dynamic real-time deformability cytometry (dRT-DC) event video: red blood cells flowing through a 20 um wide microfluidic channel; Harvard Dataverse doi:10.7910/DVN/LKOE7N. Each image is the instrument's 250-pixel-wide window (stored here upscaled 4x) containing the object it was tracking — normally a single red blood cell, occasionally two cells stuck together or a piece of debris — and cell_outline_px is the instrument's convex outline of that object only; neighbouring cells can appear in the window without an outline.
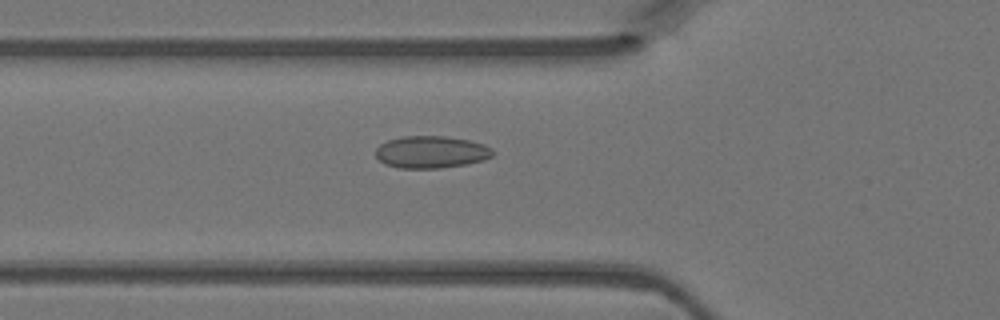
{"species": "Egyptian fruit bat (a non-hibernating species)", "species_latin": "Rousettus aegyptiacus", "temperature_condition": "warm", "stored_images_in_passage": 34, "camera_frame_rate_fps": 3000, "um_per_image_px": 0.085, "animal": {"sex": "female"}, "frame": {"image": 1, "passage_image": 4, "time_ms": 1.0, "image_size_px": [1000, 320], "cell_outline_px": [[492, 156], [484, 160], [468, 164], [440, 168], [400, 168], [384, 164], [376, 156], [376, 148], [380, 144], [388, 140], [404, 136], [444, 136], [468, 140], [484, 144], [492, 148]], "centroid_in_image_um": [36.65, 12.93], "position_along_channel_um": 89.2, "area_um2": 21.96}}
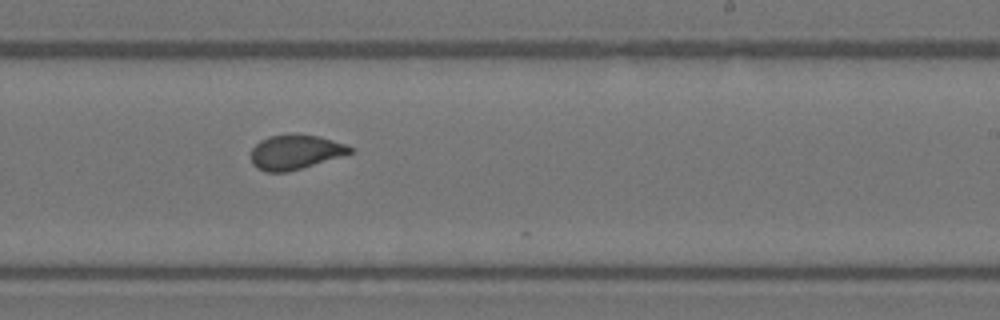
{"frame": {"image": 2, "passage_image": 16, "time_ms": 5.0, "image_size_px": [1000, 320], "cell_outline_px": [[352, 152], [288, 172], [264, 172], [256, 168], [252, 164], [252, 148], [260, 140], [268, 136], [320, 136], [344, 144], [352, 148]], "centroid_in_image_um": [25.04, 12.96], "position_along_channel_um": 264.0, "area_um2": 19.25}}
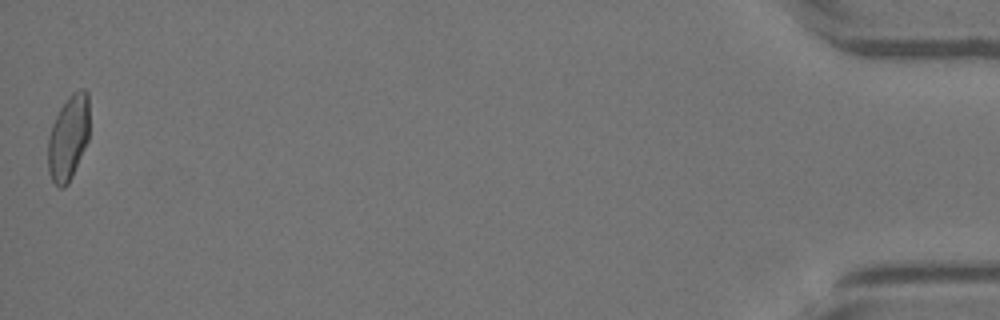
{"frame": {"image": 3, "passage_image": 34, "time_ms": 11.0, "image_size_px": [1000, 320], "cell_outline_px": [[88, 140], [72, 176], [68, 184], [64, 188], [60, 188], [52, 180], [48, 172], [48, 136], [52, 124], [60, 108], [68, 96], [72, 92], [80, 88], [84, 88], [88, 92]], "centroid_in_image_um": [5.8, 11.68], "position_along_channel_um": 429.4, "area_um2": 20.58}}